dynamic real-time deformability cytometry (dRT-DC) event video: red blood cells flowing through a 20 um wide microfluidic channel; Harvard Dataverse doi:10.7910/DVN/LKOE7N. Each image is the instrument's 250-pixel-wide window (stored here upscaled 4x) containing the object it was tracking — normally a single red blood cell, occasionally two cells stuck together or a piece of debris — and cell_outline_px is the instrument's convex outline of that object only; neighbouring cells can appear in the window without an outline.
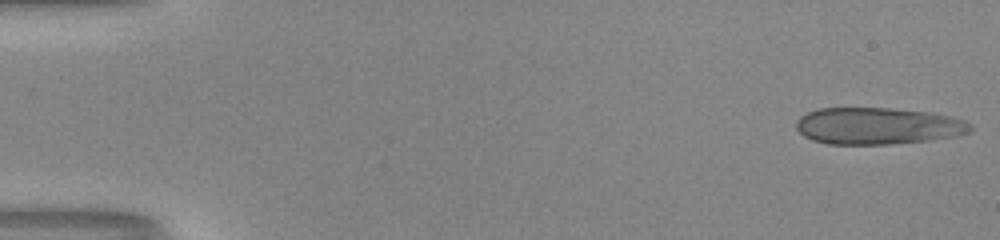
{"species": "human", "species_latin": "Homo sapiens", "temperature_condition": "room temperature", "stored_images_in_passage": 50, "camera_frame_rate_fps": 3000, "um_per_image_px": 0.085, "donor": {"sex": "male"}, "frame": {"image": 1, "passage_image": 1, "time_ms": 0.0, "image_size_px": [1000, 240], "cell_outline_px": [[972, 128], [968, 132], [956, 136], [928, 140], [892, 144], [828, 144], [812, 140], [804, 136], [796, 128], [796, 120], [800, 116], [816, 108], [892, 108], [928, 112], [952, 116], [964, 120], [972, 124]], "centroid_in_image_um": [74.6, 10.7], "position_along_channel_um": 10.4, "area_um2": 37.51}}
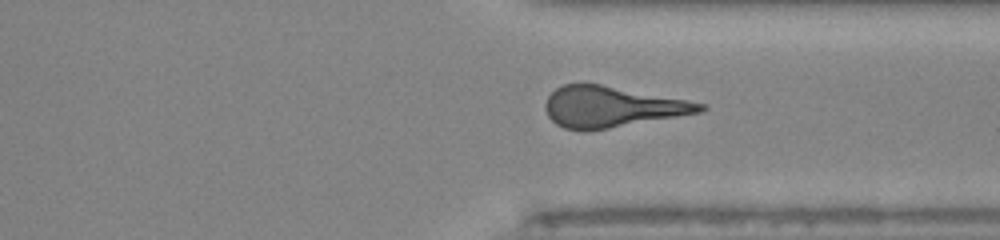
{"frame": {"image": 2, "passage_image": 38, "time_ms": 12.333, "image_size_px": [1000, 240], "cell_outline_px": [[708, 108], [700, 112], [608, 128], [564, 128], [556, 124], [548, 116], [544, 108], [544, 104], [548, 96], [556, 88], [564, 84], [600, 84], [688, 100], [708, 104]], "centroid_in_image_um": [52.01, 9.05], "position_along_channel_um": 359.4, "area_um2": 36.01}}
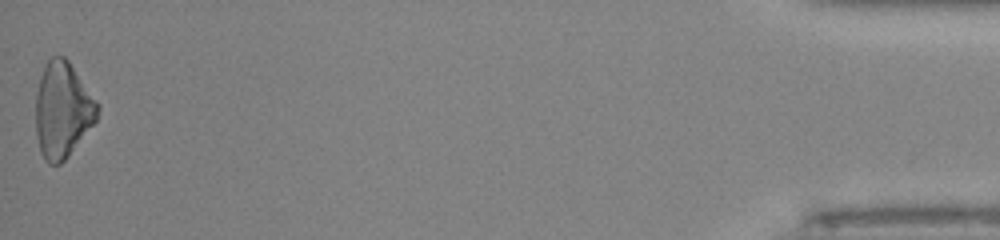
{"frame": {"image": 3, "passage_image": 50, "time_ms": 16.333, "image_size_px": [1000, 240], "cell_outline_px": [[100, 108], [96, 120], [68, 156], [60, 164], [48, 164], [44, 160], [40, 152], [36, 136], [36, 92], [40, 76], [44, 64], [52, 56], [64, 56], [68, 60], [100, 104]], "centroid_in_image_um": [5.31, 9.34], "position_along_channel_um": 429.9, "area_um2": 34.62}, "authors_computed_cell_mechanics": {"area_um2": 37.3099, "velocity_mm_per_s": 4.1677, "shape_relaxation_time_tau1_ms": 4.9305, "shape_relaxation_time_tau2_ms": 0.9426, "deformation_change_tau1": 0.1842, "deformation_change_tau2": 0.1244}}